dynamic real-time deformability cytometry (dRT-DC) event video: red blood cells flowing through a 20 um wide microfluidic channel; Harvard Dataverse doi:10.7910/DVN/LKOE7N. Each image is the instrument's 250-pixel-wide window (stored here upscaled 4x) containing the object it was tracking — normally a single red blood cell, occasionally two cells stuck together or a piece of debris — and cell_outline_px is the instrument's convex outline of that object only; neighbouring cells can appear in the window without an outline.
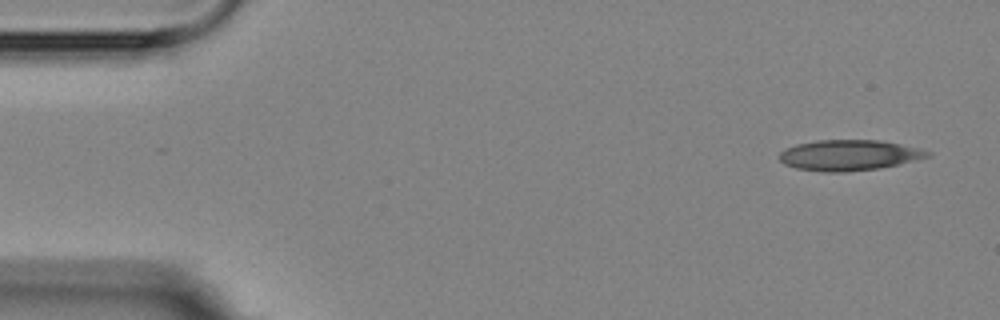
{"species": "Egyptian fruit bat (a non-hibernating species)", "species_latin": "Rousettus aegyptiacus", "temperature_condition": "room temperature", "stored_images_in_passage": 4, "camera_frame_rate_fps": 3000, "um_per_image_px": 0.085, "animal": {"sex": "female"}, "frame": {"image": 1, "passage_image": 1, "time_ms": 0.0, "image_size_px": [1000, 320], "cell_outline_px": [[932, 156], [880, 168], [844, 172], [824, 172], [796, 168], [784, 164], [780, 160], [780, 152], [796, 144], [816, 140], [880, 140], [920, 148], [932, 152]], "centroid_in_image_um": [72.19, 13.19], "position_along_channel_um": 12.8, "area_um2": 26.41}}
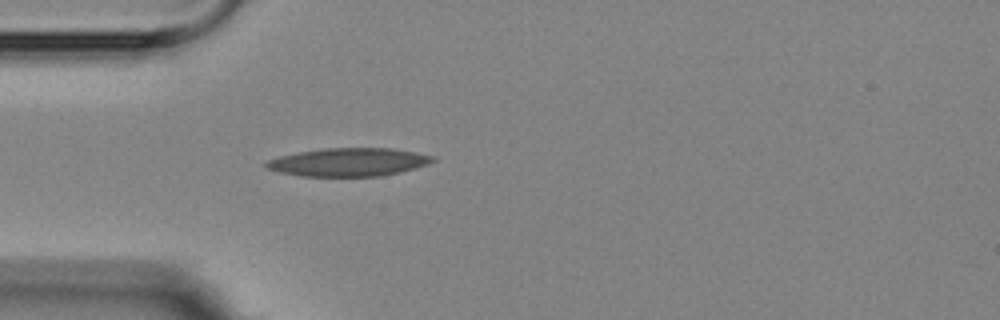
{"frame": {"image": 2, "passage_image": 4, "time_ms": 4.0, "image_size_px": [1000, 320], "cell_outline_px": [[436, 160], [428, 164], [416, 168], [400, 172], [380, 176], [300, 176], [280, 172], [268, 168], [264, 164], [268, 160], [280, 156], [296, 152], [324, 148], [392, 148], [432, 156]], "centroid_in_image_um": [29.62, 13.78], "position_along_channel_um": 55.4, "area_um2": 27.22}}